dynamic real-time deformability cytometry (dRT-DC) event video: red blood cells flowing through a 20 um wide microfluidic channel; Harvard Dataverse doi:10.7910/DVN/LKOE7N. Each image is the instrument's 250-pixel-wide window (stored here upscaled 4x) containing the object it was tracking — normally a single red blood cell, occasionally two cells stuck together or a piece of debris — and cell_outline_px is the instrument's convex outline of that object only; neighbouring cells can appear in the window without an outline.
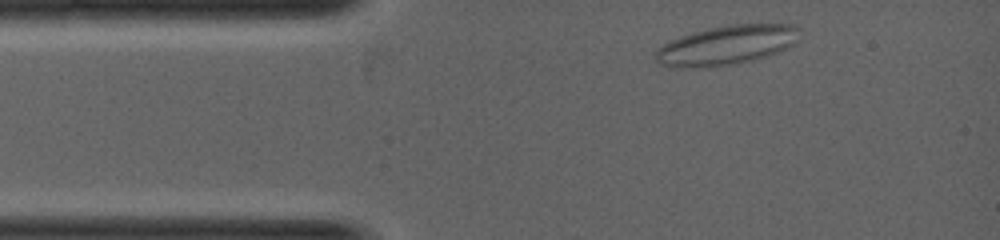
{"species": "common noctule bat (a hibernating species)", "species_latin": "Nyctalus noctula", "temperature_condition": "warm", "stored_images_in_passage": 5, "camera_frame_rate_fps": 5000, "um_per_image_px": 0.085, "animal": {"sex": "female", "body_mass_g": 19.0, "forearm_length_mm": 53.3}, "frame": {"image": 1, "passage_image": 1, "time_ms": 0.0, "image_size_px": [1000, 240], "cell_outline_px": [[800, 40], [788, 48], [768, 56], [736, 64], [696, 68], [676, 68], [660, 64], [656, 60], [656, 52], [664, 44], [680, 36], [692, 32], [708, 28], [728, 24], [796, 24], [800, 28]], "centroid_in_image_um": [61.83, 3.83], "position_along_channel_um": 23.2, "area_um2": 33.41}}
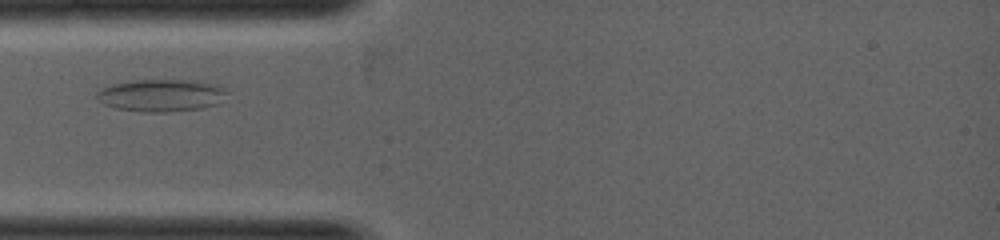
{"frame": {"image": 2, "passage_image": 4, "time_ms": 1.0, "image_size_px": [1000, 240], "cell_outline_px": [[228, 92], [220, 104], [200, 108], [164, 112], [144, 112], [112, 108], [104, 104], [96, 96], [96, 92], [100, 88], [112, 84], [136, 80], [180, 80], [216, 84], [224, 88]], "centroid_in_image_um": [13.69, 8.11], "position_along_channel_um": 71.3, "area_um2": 24.51}}